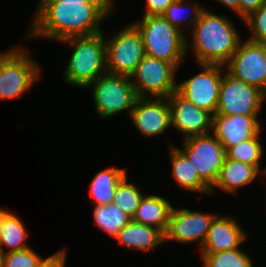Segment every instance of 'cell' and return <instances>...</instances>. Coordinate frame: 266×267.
Here are the masks:
<instances>
[{
  "label": "cell",
  "mask_w": 266,
  "mask_h": 267,
  "mask_svg": "<svg viewBox=\"0 0 266 267\" xmlns=\"http://www.w3.org/2000/svg\"><path fill=\"white\" fill-rule=\"evenodd\" d=\"M140 32L145 55L179 68L186 53V34L172 26L163 15L143 16L132 23Z\"/></svg>",
  "instance_id": "277c9868"
},
{
  "label": "cell",
  "mask_w": 266,
  "mask_h": 267,
  "mask_svg": "<svg viewBox=\"0 0 266 267\" xmlns=\"http://www.w3.org/2000/svg\"><path fill=\"white\" fill-rule=\"evenodd\" d=\"M86 89L92 90L95 112L102 119H109L125 110L130 115L138 98L130 77L109 72H105Z\"/></svg>",
  "instance_id": "8992f818"
},
{
  "label": "cell",
  "mask_w": 266,
  "mask_h": 267,
  "mask_svg": "<svg viewBox=\"0 0 266 267\" xmlns=\"http://www.w3.org/2000/svg\"><path fill=\"white\" fill-rule=\"evenodd\" d=\"M167 99L171 111V128L182 133L184 138L212 132L211 113L196 107L177 90Z\"/></svg>",
  "instance_id": "9a60e30c"
},
{
  "label": "cell",
  "mask_w": 266,
  "mask_h": 267,
  "mask_svg": "<svg viewBox=\"0 0 266 267\" xmlns=\"http://www.w3.org/2000/svg\"><path fill=\"white\" fill-rule=\"evenodd\" d=\"M105 56L107 72L128 77L135 72L145 50L142 36L131 22L111 38L105 36Z\"/></svg>",
  "instance_id": "52a82bcc"
},
{
  "label": "cell",
  "mask_w": 266,
  "mask_h": 267,
  "mask_svg": "<svg viewBox=\"0 0 266 267\" xmlns=\"http://www.w3.org/2000/svg\"><path fill=\"white\" fill-rule=\"evenodd\" d=\"M265 101L264 92L224 72L215 115H259Z\"/></svg>",
  "instance_id": "30bf717a"
},
{
  "label": "cell",
  "mask_w": 266,
  "mask_h": 267,
  "mask_svg": "<svg viewBox=\"0 0 266 267\" xmlns=\"http://www.w3.org/2000/svg\"><path fill=\"white\" fill-rule=\"evenodd\" d=\"M241 248L201 253L203 267H255L249 254Z\"/></svg>",
  "instance_id": "83f0119b"
},
{
  "label": "cell",
  "mask_w": 266,
  "mask_h": 267,
  "mask_svg": "<svg viewBox=\"0 0 266 267\" xmlns=\"http://www.w3.org/2000/svg\"><path fill=\"white\" fill-rule=\"evenodd\" d=\"M42 256L35 249L28 247L22 250L6 251L5 267H37Z\"/></svg>",
  "instance_id": "f546056e"
},
{
  "label": "cell",
  "mask_w": 266,
  "mask_h": 267,
  "mask_svg": "<svg viewBox=\"0 0 266 267\" xmlns=\"http://www.w3.org/2000/svg\"><path fill=\"white\" fill-rule=\"evenodd\" d=\"M218 3H222L227 9L235 12L239 15V0H215Z\"/></svg>",
  "instance_id": "836d02e7"
},
{
  "label": "cell",
  "mask_w": 266,
  "mask_h": 267,
  "mask_svg": "<svg viewBox=\"0 0 266 267\" xmlns=\"http://www.w3.org/2000/svg\"><path fill=\"white\" fill-rule=\"evenodd\" d=\"M234 78L266 94V44L241 40L237 50L224 65Z\"/></svg>",
  "instance_id": "8fae6325"
},
{
  "label": "cell",
  "mask_w": 266,
  "mask_h": 267,
  "mask_svg": "<svg viewBox=\"0 0 266 267\" xmlns=\"http://www.w3.org/2000/svg\"><path fill=\"white\" fill-rule=\"evenodd\" d=\"M126 174V170L116 166L98 171L89 187V195L95 205L111 204L117 184Z\"/></svg>",
  "instance_id": "7402d4cb"
},
{
  "label": "cell",
  "mask_w": 266,
  "mask_h": 267,
  "mask_svg": "<svg viewBox=\"0 0 266 267\" xmlns=\"http://www.w3.org/2000/svg\"><path fill=\"white\" fill-rule=\"evenodd\" d=\"M178 68L145 55L130 76L138 97L168 98L177 90Z\"/></svg>",
  "instance_id": "ba28073f"
},
{
  "label": "cell",
  "mask_w": 266,
  "mask_h": 267,
  "mask_svg": "<svg viewBox=\"0 0 266 267\" xmlns=\"http://www.w3.org/2000/svg\"><path fill=\"white\" fill-rule=\"evenodd\" d=\"M27 228L18 215L12 211L5 217L3 224V233L0 238V247L4 250L9 248L7 252L22 250L30 247L27 243Z\"/></svg>",
  "instance_id": "d4e9b609"
},
{
  "label": "cell",
  "mask_w": 266,
  "mask_h": 267,
  "mask_svg": "<svg viewBox=\"0 0 266 267\" xmlns=\"http://www.w3.org/2000/svg\"><path fill=\"white\" fill-rule=\"evenodd\" d=\"M66 259L67 251L63 248L46 259L42 258L37 267H65Z\"/></svg>",
  "instance_id": "4dcf8cb0"
},
{
  "label": "cell",
  "mask_w": 266,
  "mask_h": 267,
  "mask_svg": "<svg viewBox=\"0 0 266 267\" xmlns=\"http://www.w3.org/2000/svg\"><path fill=\"white\" fill-rule=\"evenodd\" d=\"M104 33L71 37L60 41L73 48L64 70L63 78L66 84L86 89L107 72Z\"/></svg>",
  "instance_id": "3957f363"
},
{
  "label": "cell",
  "mask_w": 266,
  "mask_h": 267,
  "mask_svg": "<svg viewBox=\"0 0 266 267\" xmlns=\"http://www.w3.org/2000/svg\"><path fill=\"white\" fill-rule=\"evenodd\" d=\"M247 233L233 216H219L211 221L206 240L199 250L201 253L226 251L240 246L246 241Z\"/></svg>",
  "instance_id": "e0dca14e"
},
{
  "label": "cell",
  "mask_w": 266,
  "mask_h": 267,
  "mask_svg": "<svg viewBox=\"0 0 266 267\" xmlns=\"http://www.w3.org/2000/svg\"><path fill=\"white\" fill-rule=\"evenodd\" d=\"M40 1H58L64 3H114V0H40Z\"/></svg>",
  "instance_id": "e575fe53"
},
{
  "label": "cell",
  "mask_w": 266,
  "mask_h": 267,
  "mask_svg": "<svg viewBox=\"0 0 266 267\" xmlns=\"http://www.w3.org/2000/svg\"><path fill=\"white\" fill-rule=\"evenodd\" d=\"M38 3L25 39L39 37L60 42L71 37L101 33L103 19L117 8L115 3Z\"/></svg>",
  "instance_id": "6da1fadb"
},
{
  "label": "cell",
  "mask_w": 266,
  "mask_h": 267,
  "mask_svg": "<svg viewBox=\"0 0 266 267\" xmlns=\"http://www.w3.org/2000/svg\"><path fill=\"white\" fill-rule=\"evenodd\" d=\"M11 212V210H5L3 208H0V238L3 233V224L5 221V217Z\"/></svg>",
  "instance_id": "d590c367"
},
{
  "label": "cell",
  "mask_w": 266,
  "mask_h": 267,
  "mask_svg": "<svg viewBox=\"0 0 266 267\" xmlns=\"http://www.w3.org/2000/svg\"><path fill=\"white\" fill-rule=\"evenodd\" d=\"M180 149L196 168L200 178L211 188L226 158V150L213 133L184 138Z\"/></svg>",
  "instance_id": "9c48e42d"
},
{
  "label": "cell",
  "mask_w": 266,
  "mask_h": 267,
  "mask_svg": "<svg viewBox=\"0 0 266 267\" xmlns=\"http://www.w3.org/2000/svg\"><path fill=\"white\" fill-rule=\"evenodd\" d=\"M124 247L137 251H150L164 244V233L152 226L131 220L115 237Z\"/></svg>",
  "instance_id": "d6986e66"
},
{
  "label": "cell",
  "mask_w": 266,
  "mask_h": 267,
  "mask_svg": "<svg viewBox=\"0 0 266 267\" xmlns=\"http://www.w3.org/2000/svg\"><path fill=\"white\" fill-rule=\"evenodd\" d=\"M169 201L163 196L145 194L132 220L155 227L165 233L173 208Z\"/></svg>",
  "instance_id": "44dd1931"
},
{
  "label": "cell",
  "mask_w": 266,
  "mask_h": 267,
  "mask_svg": "<svg viewBox=\"0 0 266 267\" xmlns=\"http://www.w3.org/2000/svg\"><path fill=\"white\" fill-rule=\"evenodd\" d=\"M26 47H12L0 54V101L21 98L39 80L40 69Z\"/></svg>",
  "instance_id": "5b68a950"
},
{
  "label": "cell",
  "mask_w": 266,
  "mask_h": 267,
  "mask_svg": "<svg viewBox=\"0 0 266 267\" xmlns=\"http://www.w3.org/2000/svg\"><path fill=\"white\" fill-rule=\"evenodd\" d=\"M174 0H146L144 16L162 15Z\"/></svg>",
  "instance_id": "1f68e13d"
},
{
  "label": "cell",
  "mask_w": 266,
  "mask_h": 267,
  "mask_svg": "<svg viewBox=\"0 0 266 267\" xmlns=\"http://www.w3.org/2000/svg\"><path fill=\"white\" fill-rule=\"evenodd\" d=\"M216 215L215 213L191 211L186 208L176 209L173 206L168 227L164 233V243L170 240L179 244L199 242V248L201 249L206 240L211 221Z\"/></svg>",
  "instance_id": "4fadbf2b"
},
{
  "label": "cell",
  "mask_w": 266,
  "mask_h": 267,
  "mask_svg": "<svg viewBox=\"0 0 266 267\" xmlns=\"http://www.w3.org/2000/svg\"><path fill=\"white\" fill-rule=\"evenodd\" d=\"M266 0H239V17L244 20L256 11Z\"/></svg>",
  "instance_id": "d6a6232c"
},
{
  "label": "cell",
  "mask_w": 266,
  "mask_h": 267,
  "mask_svg": "<svg viewBox=\"0 0 266 267\" xmlns=\"http://www.w3.org/2000/svg\"><path fill=\"white\" fill-rule=\"evenodd\" d=\"M137 185L128 182L127 174L117 184L112 203L131 218L145 195Z\"/></svg>",
  "instance_id": "4316f807"
},
{
  "label": "cell",
  "mask_w": 266,
  "mask_h": 267,
  "mask_svg": "<svg viewBox=\"0 0 266 267\" xmlns=\"http://www.w3.org/2000/svg\"><path fill=\"white\" fill-rule=\"evenodd\" d=\"M93 219L98 229L115 238L120 230L129 223L132 218L121 211L113 203L95 205Z\"/></svg>",
  "instance_id": "603a6c76"
},
{
  "label": "cell",
  "mask_w": 266,
  "mask_h": 267,
  "mask_svg": "<svg viewBox=\"0 0 266 267\" xmlns=\"http://www.w3.org/2000/svg\"><path fill=\"white\" fill-rule=\"evenodd\" d=\"M262 146L259 133L246 141L230 147L226 151V157L231 160L251 164L255 166L264 176L266 174V167L264 169L260 168V162H262L261 160L264 156V148Z\"/></svg>",
  "instance_id": "484cf974"
},
{
  "label": "cell",
  "mask_w": 266,
  "mask_h": 267,
  "mask_svg": "<svg viewBox=\"0 0 266 267\" xmlns=\"http://www.w3.org/2000/svg\"><path fill=\"white\" fill-rule=\"evenodd\" d=\"M259 115H214L212 133L227 151L261 133Z\"/></svg>",
  "instance_id": "2e32d148"
},
{
  "label": "cell",
  "mask_w": 266,
  "mask_h": 267,
  "mask_svg": "<svg viewBox=\"0 0 266 267\" xmlns=\"http://www.w3.org/2000/svg\"><path fill=\"white\" fill-rule=\"evenodd\" d=\"M243 22L252 32L250 38H247L248 40L266 44V1Z\"/></svg>",
  "instance_id": "f1b7e54d"
},
{
  "label": "cell",
  "mask_w": 266,
  "mask_h": 267,
  "mask_svg": "<svg viewBox=\"0 0 266 267\" xmlns=\"http://www.w3.org/2000/svg\"><path fill=\"white\" fill-rule=\"evenodd\" d=\"M169 150L173 180L179 188L188 192L210 194V187L200 178L196 168L180 148L170 144Z\"/></svg>",
  "instance_id": "ffe728a7"
},
{
  "label": "cell",
  "mask_w": 266,
  "mask_h": 267,
  "mask_svg": "<svg viewBox=\"0 0 266 267\" xmlns=\"http://www.w3.org/2000/svg\"><path fill=\"white\" fill-rule=\"evenodd\" d=\"M260 171L251 164H246L241 161L231 160L227 157L224 160L217 180L210 188V194L214 192V188H218L227 194H235L241 187L252 183L256 177L261 176Z\"/></svg>",
  "instance_id": "ac0fdd59"
},
{
  "label": "cell",
  "mask_w": 266,
  "mask_h": 267,
  "mask_svg": "<svg viewBox=\"0 0 266 267\" xmlns=\"http://www.w3.org/2000/svg\"><path fill=\"white\" fill-rule=\"evenodd\" d=\"M190 30L192 38L186 35V53L192 47L191 53L198 64L224 66L242 40L230 18L206 8Z\"/></svg>",
  "instance_id": "7a4b0ae2"
},
{
  "label": "cell",
  "mask_w": 266,
  "mask_h": 267,
  "mask_svg": "<svg viewBox=\"0 0 266 267\" xmlns=\"http://www.w3.org/2000/svg\"><path fill=\"white\" fill-rule=\"evenodd\" d=\"M198 65L202 67V71L186 81L178 82L177 91L196 107L208 111L214 116L218 105L223 72L226 69L223 65L217 64Z\"/></svg>",
  "instance_id": "7c38bea8"
},
{
  "label": "cell",
  "mask_w": 266,
  "mask_h": 267,
  "mask_svg": "<svg viewBox=\"0 0 266 267\" xmlns=\"http://www.w3.org/2000/svg\"><path fill=\"white\" fill-rule=\"evenodd\" d=\"M129 116L137 131L145 137L161 135L171 127L167 98L138 97Z\"/></svg>",
  "instance_id": "5bb4252c"
},
{
  "label": "cell",
  "mask_w": 266,
  "mask_h": 267,
  "mask_svg": "<svg viewBox=\"0 0 266 267\" xmlns=\"http://www.w3.org/2000/svg\"><path fill=\"white\" fill-rule=\"evenodd\" d=\"M5 255H6V250H3L0 247V267H5Z\"/></svg>",
  "instance_id": "8d00e7d4"
},
{
  "label": "cell",
  "mask_w": 266,
  "mask_h": 267,
  "mask_svg": "<svg viewBox=\"0 0 266 267\" xmlns=\"http://www.w3.org/2000/svg\"><path fill=\"white\" fill-rule=\"evenodd\" d=\"M186 0H174L162 14L163 17L175 28L185 34L183 29H192L194 24L199 20L200 14L205 9L201 4L196 1L192 4ZM188 3V4H187ZM189 13L185 16V12ZM186 19H189L186 21ZM186 21V22H185ZM186 27V28H185Z\"/></svg>",
  "instance_id": "cb8c5ba5"
}]
</instances>
